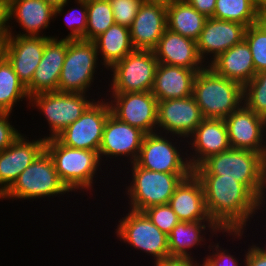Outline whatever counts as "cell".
Here are the masks:
<instances>
[{
	"label": "cell",
	"mask_w": 266,
	"mask_h": 266,
	"mask_svg": "<svg viewBox=\"0 0 266 266\" xmlns=\"http://www.w3.org/2000/svg\"><path fill=\"white\" fill-rule=\"evenodd\" d=\"M167 5L146 2L140 5L132 25L129 27L135 50L153 51L167 28Z\"/></svg>",
	"instance_id": "22"
},
{
	"label": "cell",
	"mask_w": 266,
	"mask_h": 266,
	"mask_svg": "<svg viewBox=\"0 0 266 266\" xmlns=\"http://www.w3.org/2000/svg\"><path fill=\"white\" fill-rule=\"evenodd\" d=\"M10 115L11 113L0 112V152L9 147L21 135V131L12 124L13 113Z\"/></svg>",
	"instance_id": "40"
},
{
	"label": "cell",
	"mask_w": 266,
	"mask_h": 266,
	"mask_svg": "<svg viewBox=\"0 0 266 266\" xmlns=\"http://www.w3.org/2000/svg\"><path fill=\"white\" fill-rule=\"evenodd\" d=\"M192 96L206 119H225L243 103V86L206 65L198 71Z\"/></svg>",
	"instance_id": "3"
},
{
	"label": "cell",
	"mask_w": 266,
	"mask_h": 266,
	"mask_svg": "<svg viewBox=\"0 0 266 266\" xmlns=\"http://www.w3.org/2000/svg\"><path fill=\"white\" fill-rule=\"evenodd\" d=\"M217 233L219 235H223V231H220V229L212 221H180L168 235V247L170 256L196 258L194 256L195 251H193V249L197 250L199 246V248H202L204 245L205 246L203 248H208L209 245H206L208 244V242L212 241L211 238L215 236H217L218 238ZM206 234H208L209 239L206 238Z\"/></svg>",
	"instance_id": "24"
},
{
	"label": "cell",
	"mask_w": 266,
	"mask_h": 266,
	"mask_svg": "<svg viewBox=\"0 0 266 266\" xmlns=\"http://www.w3.org/2000/svg\"><path fill=\"white\" fill-rule=\"evenodd\" d=\"M94 95L96 94L91 96V94L54 91L31 96L28 108L31 106L33 110L36 108L49 127V134H44L42 138L45 140L55 138L74 123L96 100Z\"/></svg>",
	"instance_id": "8"
},
{
	"label": "cell",
	"mask_w": 266,
	"mask_h": 266,
	"mask_svg": "<svg viewBox=\"0 0 266 266\" xmlns=\"http://www.w3.org/2000/svg\"><path fill=\"white\" fill-rule=\"evenodd\" d=\"M228 140L233 149L260 153L266 158V119L244 103L225 119Z\"/></svg>",
	"instance_id": "15"
},
{
	"label": "cell",
	"mask_w": 266,
	"mask_h": 266,
	"mask_svg": "<svg viewBox=\"0 0 266 266\" xmlns=\"http://www.w3.org/2000/svg\"><path fill=\"white\" fill-rule=\"evenodd\" d=\"M254 6L260 10V9H266V0H251Z\"/></svg>",
	"instance_id": "50"
},
{
	"label": "cell",
	"mask_w": 266,
	"mask_h": 266,
	"mask_svg": "<svg viewBox=\"0 0 266 266\" xmlns=\"http://www.w3.org/2000/svg\"><path fill=\"white\" fill-rule=\"evenodd\" d=\"M199 13L207 18L213 17L216 0H186Z\"/></svg>",
	"instance_id": "43"
},
{
	"label": "cell",
	"mask_w": 266,
	"mask_h": 266,
	"mask_svg": "<svg viewBox=\"0 0 266 266\" xmlns=\"http://www.w3.org/2000/svg\"><path fill=\"white\" fill-rule=\"evenodd\" d=\"M254 25L266 35V9L258 10Z\"/></svg>",
	"instance_id": "47"
},
{
	"label": "cell",
	"mask_w": 266,
	"mask_h": 266,
	"mask_svg": "<svg viewBox=\"0 0 266 266\" xmlns=\"http://www.w3.org/2000/svg\"><path fill=\"white\" fill-rule=\"evenodd\" d=\"M183 139L158 132L145 134L136 163L150 171L193 173L187 155V141Z\"/></svg>",
	"instance_id": "9"
},
{
	"label": "cell",
	"mask_w": 266,
	"mask_h": 266,
	"mask_svg": "<svg viewBox=\"0 0 266 266\" xmlns=\"http://www.w3.org/2000/svg\"><path fill=\"white\" fill-rule=\"evenodd\" d=\"M54 9L44 0H7L9 34L52 38V35L46 36L45 30H49L51 22H54ZM14 22L22 29L18 33L14 30L16 25L12 26Z\"/></svg>",
	"instance_id": "17"
},
{
	"label": "cell",
	"mask_w": 266,
	"mask_h": 266,
	"mask_svg": "<svg viewBox=\"0 0 266 266\" xmlns=\"http://www.w3.org/2000/svg\"><path fill=\"white\" fill-rule=\"evenodd\" d=\"M257 12L251 0H216L213 18L248 27L255 23Z\"/></svg>",
	"instance_id": "32"
},
{
	"label": "cell",
	"mask_w": 266,
	"mask_h": 266,
	"mask_svg": "<svg viewBox=\"0 0 266 266\" xmlns=\"http://www.w3.org/2000/svg\"><path fill=\"white\" fill-rule=\"evenodd\" d=\"M204 119L193 96L158 101L156 132L187 139Z\"/></svg>",
	"instance_id": "16"
},
{
	"label": "cell",
	"mask_w": 266,
	"mask_h": 266,
	"mask_svg": "<svg viewBox=\"0 0 266 266\" xmlns=\"http://www.w3.org/2000/svg\"><path fill=\"white\" fill-rule=\"evenodd\" d=\"M47 4L51 5L54 9V21L56 20V18L61 17L66 11H64V9L66 10V8L64 7H68L70 6L69 4H71L70 2L73 3L72 0H44ZM59 16V17H58Z\"/></svg>",
	"instance_id": "46"
},
{
	"label": "cell",
	"mask_w": 266,
	"mask_h": 266,
	"mask_svg": "<svg viewBox=\"0 0 266 266\" xmlns=\"http://www.w3.org/2000/svg\"><path fill=\"white\" fill-rule=\"evenodd\" d=\"M158 63L202 70L206 65L200 59L196 41L166 28L153 50Z\"/></svg>",
	"instance_id": "25"
},
{
	"label": "cell",
	"mask_w": 266,
	"mask_h": 266,
	"mask_svg": "<svg viewBox=\"0 0 266 266\" xmlns=\"http://www.w3.org/2000/svg\"><path fill=\"white\" fill-rule=\"evenodd\" d=\"M196 177L203 186L208 215L223 231L222 237L228 239L230 236L233 241L244 240L242 238L246 237L244 234L251 220L255 221L260 216L256 213V197L235 178H221L219 175Z\"/></svg>",
	"instance_id": "1"
},
{
	"label": "cell",
	"mask_w": 266,
	"mask_h": 266,
	"mask_svg": "<svg viewBox=\"0 0 266 266\" xmlns=\"http://www.w3.org/2000/svg\"><path fill=\"white\" fill-rule=\"evenodd\" d=\"M169 205L179 221H211L205 205L203 186L194 173L176 187Z\"/></svg>",
	"instance_id": "26"
},
{
	"label": "cell",
	"mask_w": 266,
	"mask_h": 266,
	"mask_svg": "<svg viewBox=\"0 0 266 266\" xmlns=\"http://www.w3.org/2000/svg\"><path fill=\"white\" fill-rule=\"evenodd\" d=\"M127 166L131 169L123 168L129 170L128 174L131 170V179H128L130 183L125 185L124 197L128 198L127 207L136 211H143L153 205L169 204L176 187L192 174L150 171L140 167L136 162Z\"/></svg>",
	"instance_id": "5"
},
{
	"label": "cell",
	"mask_w": 266,
	"mask_h": 266,
	"mask_svg": "<svg viewBox=\"0 0 266 266\" xmlns=\"http://www.w3.org/2000/svg\"><path fill=\"white\" fill-rule=\"evenodd\" d=\"M244 251L243 265L244 266H266V256L259 253L252 245L248 244V248Z\"/></svg>",
	"instance_id": "42"
},
{
	"label": "cell",
	"mask_w": 266,
	"mask_h": 266,
	"mask_svg": "<svg viewBox=\"0 0 266 266\" xmlns=\"http://www.w3.org/2000/svg\"><path fill=\"white\" fill-rule=\"evenodd\" d=\"M105 93L111 114L118 120L140 129L145 134L157 131L158 101L152 91Z\"/></svg>",
	"instance_id": "13"
},
{
	"label": "cell",
	"mask_w": 266,
	"mask_h": 266,
	"mask_svg": "<svg viewBox=\"0 0 266 266\" xmlns=\"http://www.w3.org/2000/svg\"><path fill=\"white\" fill-rule=\"evenodd\" d=\"M207 17L194 9L186 0H176L167 5V28L180 35L198 40Z\"/></svg>",
	"instance_id": "30"
},
{
	"label": "cell",
	"mask_w": 266,
	"mask_h": 266,
	"mask_svg": "<svg viewBox=\"0 0 266 266\" xmlns=\"http://www.w3.org/2000/svg\"><path fill=\"white\" fill-rule=\"evenodd\" d=\"M96 94L98 98L85 112L55 137L61 144L74 149L99 151L111 109L108 101L103 98L104 94L102 97L97 92Z\"/></svg>",
	"instance_id": "12"
},
{
	"label": "cell",
	"mask_w": 266,
	"mask_h": 266,
	"mask_svg": "<svg viewBox=\"0 0 266 266\" xmlns=\"http://www.w3.org/2000/svg\"><path fill=\"white\" fill-rule=\"evenodd\" d=\"M244 104L266 119V71L256 73L243 87Z\"/></svg>",
	"instance_id": "34"
},
{
	"label": "cell",
	"mask_w": 266,
	"mask_h": 266,
	"mask_svg": "<svg viewBox=\"0 0 266 266\" xmlns=\"http://www.w3.org/2000/svg\"><path fill=\"white\" fill-rule=\"evenodd\" d=\"M0 35H10L8 32L7 0H0Z\"/></svg>",
	"instance_id": "45"
},
{
	"label": "cell",
	"mask_w": 266,
	"mask_h": 266,
	"mask_svg": "<svg viewBox=\"0 0 266 266\" xmlns=\"http://www.w3.org/2000/svg\"><path fill=\"white\" fill-rule=\"evenodd\" d=\"M27 136L31 135L21 133L9 147L0 152V198L45 149L46 140L41 136L30 140Z\"/></svg>",
	"instance_id": "19"
},
{
	"label": "cell",
	"mask_w": 266,
	"mask_h": 266,
	"mask_svg": "<svg viewBox=\"0 0 266 266\" xmlns=\"http://www.w3.org/2000/svg\"><path fill=\"white\" fill-rule=\"evenodd\" d=\"M158 61L154 51L134 50L124 59L113 65L108 71L107 92L133 93L152 91ZM110 80V82H109Z\"/></svg>",
	"instance_id": "11"
},
{
	"label": "cell",
	"mask_w": 266,
	"mask_h": 266,
	"mask_svg": "<svg viewBox=\"0 0 266 266\" xmlns=\"http://www.w3.org/2000/svg\"><path fill=\"white\" fill-rule=\"evenodd\" d=\"M265 170L266 158L260 153L230 148L207 158L193 173L235 178L257 198Z\"/></svg>",
	"instance_id": "4"
},
{
	"label": "cell",
	"mask_w": 266,
	"mask_h": 266,
	"mask_svg": "<svg viewBox=\"0 0 266 266\" xmlns=\"http://www.w3.org/2000/svg\"><path fill=\"white\" fill-rule=\"evenodd\" d=\"M66 52L67 39L54 35L46 42L41 62L35 69L31 82L26 86L29 97L58 91L59 77Z\"/></svg>",
	"instance_id": "21"
},
{
	"label": "cell",
	"mask_w": 266,
	"mask_h": 266,
	"mask_svg": "<svg viewBox=\"0 0 266 266\" xmlns=\"http://www.w3.org/2000/svg\"><path fill=\"white\" fill-rule=\"evenodd\" d=\"M144 136L145 133L140 129L124 123L110 114L104 126L103 138L98 151L101 162L103 161L102 163L105 165L106 161L115 158L114 162L127 160L125 163H135Z\"/></svg>",
	"instance_id": "14"
},
{
	"label": "cell",
	"mask_w": 266,
	"mask_h": 266,
	"mask_svg": "<svg viewBox=\"0 0 266 266\" xmlns=\"http://www.w3.org/2000/svg\"><path fill=\"white\" fill-rule=\"evenodd\" d=\"M244 39L250 47L256 73L266 71V35L253 24L246 28Z\"/></svg>",
	"instance_id": "36"
},
{
	"label": "cell",
	"mask_w": 266,
	"mask_h": 266,
	"mask_svg": "<svg viewBox=\"0 0 266 266\" xmlns=\"http://www.w3.org/2000/svg\"><path fill=\"white\" fill-rule=\"evenodd\" d=\"M266 170L264 172L263 178H262V183H261V187H260V191L258 193V196L256 198V213L262 211H266ZM264 208V209H263ZM266 220V218H264Z\"/></svg>",
	"instance_id": "44"
},
{
	"label": "cell",
	"mask_w": 266,
	"mask_h": 266,
	"mask_svg": "<svg viewBox=\"0 0 266 266\" xmlns=\"http://www.w3.org/2000/svg\"><path fill=\"white\" fill-rule=\"evenodd\" d=\"M45 150L51 156L60 180L71 192L70 196L72 192L74 196L75 193L85 195L89 190L91 193L88 194L94 195L92 192H95L94 186L97 185L95 183L101 176L98 174L103 171L97 151L70 148L61 144L56 138L45 141Z\"/></svg>",
	"instance_id": "2"
},
{
	"label": "cell",
	"mask_w": 266,
	"mask_h": 266,
	"mask_svg": "<svg viewBox=\"0 0 266 266\" xmlns=\"http://www.w3.org/2000/svg\"><path fill=\"white\" fill-rule=\"evenodd\" d=\"M144 1L169 5V4H171L172 2H174L176 0H144Z\"/></svg>",
	"instance_id": "51"
},
{
	"label": "cell",
	"mask_w": 266,
	"mask_h": 266,
	"mask_svg": "<svg viewBox=\"0 0 266 266\" xmlns=\"http://www.w3.org/2000/svg\"><path fill=\"white\" fill-rule=\"evenodd\" d=\"M199 260L193 257L168 256L152 262V266H204L203 261Z\"/></svg>",
	"instance_id": "41"
},
{
	"label": "cell",
	"mask_w": 266,
	"mask_h": 266,
	"mask_svg": "<svg viewBox=\"0 0 266 266\" xmlns=\"http://www.w3.org/2000/svg\"><path fill=\"white\" fill-rule=\"evenodd\" d=\"M10 35H0V63L7 57V46Z\"/></svg>",
	"instance_id": "48"
},
{
	"label": "cell",
	"mask_w": 266,
	"mask_h": 266,
	"mask_svg": "<svg viewBox=\"0 0 266 266\" xmlns=\"http://www.w3.org/2000/svg\"><path fill=\"white\" fill-rule=\"evenodd\" d=\"M188 160L192 169L212 155L229 150L228 129L223 119H204L186 139ZM190 150V151H189Z\"/></svg>",
	"instance_id": "20"
},
{
	"label": "cell",
	"mask_w": 266,
	"mask_h": 266,
	"mask_svg": "<svg viewBox=\"0 0 266 266\" xmlns=\"http://www.w3.org/2000/svg\"><path fill=\"white\" fill-rule=\"evenodd\" d=\"M143 212L167 236L180 222L169 204L153 205L143 210Z\"/></svg>",
	"instance_id": "37"
},
{
	"label": "cell",
	"mask_w": 266,
	"mask_h": 266,
	"mask_svg": "<svg viewBox=\"0 0 266 266\" xmlns=\"http://www.w3.org/2000/svg\"><path fill=\"white\" fill-rule=\"evenodd\" d=\"M265 223H266V221H265ZM264 226H266V225H264ZM251 244L259 253L266 256V244L265 243L263 244L264 246L261 243L258 244L257 241H256V244L254 242H252Z\"/></svg>",
	"instance_id": "49"
},
{
	"label": "cell",
	"mask_w": 266,
	"mask_h": 266,
	"mask_svg": "<svg viewBox=\"0 0 266 266\" xmlns=\"http://www.w3.org/2000/svg\"><path fill=\"white\" fill-rule=\"evenodd\" d=\"M29 99L26 86L19 80L12 64L6 58L0 63V112L12 114L15 106H19L23 100L27 102L28 108Z\"/></svg>",
	"instance_id": "31"
},
{
	"label": "cell",
	"mask_w": 266,
	"mask_h": 266,
	"mask_svg": "<svg viewBox=\"0 0 266 266\" xmlns=\"http://www.w3.org/2000/svg\"><path fill=\"white\" fill-rule=\"evenodd\" d=\"M71 193L60 180L54 162L44 149L35 160L18 176L13 185L1 196L2 200H28L69 197ZM32 200V201H31Z\"/></svg>",
	"instance_id": "6"
},
{
	"label": "cell",
	"mask_w": 266,
	"mask_h": 266,
	"mask_svg": "<svg viewBox=\"0 0 266 266\" xmlns=\"http://www.w3.org/2000/svg\"><path fill=\"white\" fill-rule=\"evenodd\" d=\"M220 240L218 243L209 242V247L207 248L209 253L205 257H202L201 260L203 261L204 266H241L242 263L239 261L240 257H236V255L231 254L232 252L229 251L230 249H227L223 246H221ZM212 251V252H211ZM241 264V265H240Z\"/></svg>",
	"instance_id": "38"
},
{
	"label": "cell",
	"mask_w": 266,
	"mask_h": 266,
	"mask_svg": "<svg viewBox=\"0 0 266 266\" xmlns=\"http://www.w3.org/2000/svg\"><path fill=\"white\" fill-rule=\"evenodd\" d=\"M114 15L115 23L130 27L140 5L144 0H108Z\"/></svg>",
	"instance_id": "39"
},
{
	"label": "cell",
	"mask_w": 266,
	"mask_h": 266,
	"mask_svg": "<svg viewBox=\"0 0 266 266\" xmlns=\"http://www.w3.org/2000/svg\"><path fill=\"white\" fill-rule=\"evenodd\" d=\"M246 26L233 21L207 18L200 33L197 51L200 59L209 65L221 53L245 38Z\"/></svg>",
	"instance_id": "18"
},
{
	"label": "cell",
	"mask_w": 266,
	"mask_h": 266,
	"mask_svg": "<svg viewBox=\"0 0 266 266\" xmlns=\"http://www.w3.org/2000/svg\"><path fill=\"white\" fill-rule=\"evenodd\" d=\"M75 6L70 7L65 13V26L69 30L63 39H83L87 28V0H73Z\"/></svg>",
	"instance_id": "35"
},
{
	"label": "cell",
	"mask_w": 266,
	"mask_h": 266,
	"mask_svg": "<svg viewBox=\"0 0 266 266\" xmlns=\"http://www.w3.org/2000/svg\"><path fill=\"white\" fill-rule=\"evenodd\" d=\"M99 61L94 41L67 39V52L59 77L58 92L90 94L89 91L93 90V85L98 80L97 76L105 69Z\"/></svg>",
	"instance_id": "7"
},
{
	"label": "cell",
	"mask_w": 266,
	"mask_h": 266,
	"mask_svg": "<svg viewBox=\"0 0 266 266\" xmlns=\"http://www.w3.org/2000/svg\"><path fill=\"white\" fill-rule=\"evenodd\" d=\"M94 43L99 60L101 59L100 62L106 71L135 50L129 28L116 23L98 36Z\"/></svg>",
	"instance_id": "29"
},
{
	"label": "cell",
	"mask_w": 266,
	"mask_h": 266,
	"mask_svg": "<svg viewBox=\"0 0 266 266\" xmlns=\"http://www.w3.org/2000/svg\"><path fill=\"white\" fill-rule=\"evenodd\" d=\"M198 71L200 70L158 63L152 94L157 101L190 97Z\"/></svg>",
	"instance_id": "27"
},
{
	"label": "cell",
	"mask_w": 266,
	"mask_h": 266,
	"mask_svg": "<svg viewBox=\"0 0 266 266\" xmlns=\"http://www.w3.org/2000/svg\"><path fill=\"white\" fill-rule=\"evenodd\" d=\"M115 23L108 0H87V28L84 40L94 41Z\"/></svg>",
	"instance_id": "33"
},
{
	"label": "cell",
	"mask_w": 266,
	"mask_h": 266,
	"mask_svg": "<svg viewBox=\"0 0 266 266\" xmlns=\"http://www.w3.org/2000/svg\"><path fill=\"white\" fill-rule=\"evenodd\" d=\"M208 66L218 75L233 80L243 87L256 74L252 53L245 39L221 53Z\"/></svg>",
	"instance_id": "28"
},
{
	"label": "cell",
	"mask_w": 266,
	"mask_h": 266,
	"mask_svg": "<svg viewBox=\"0 0 266 266\" xmlns=\"http://www.w3.org/2000/svg\"><path fill=\"white\" fill-rule=\"evenodd\" d=\"M116 224V239L128 244L140 253H145L154 261L170 256L168 236L154 225L143 211L127 209ZM142 251V252H141Z\"/></svg>",
	"instance_id": "10"
},
{
	"label": "cell",
	"mask_w": 266,
	"mask_h": 266,
	"mask_svg": "<svg viewBox=\"0 0 266 266\" xmlns=\"http://www.w3.org/2000/svg\"><path fill=\"white\" fill-rule=\"evenodd\" d=\"M51 37L10 35L7 59L19 80L27 86L43 57L46 42Z\"/></svg>",
	"instance_id": "23"
}]
</instances>
